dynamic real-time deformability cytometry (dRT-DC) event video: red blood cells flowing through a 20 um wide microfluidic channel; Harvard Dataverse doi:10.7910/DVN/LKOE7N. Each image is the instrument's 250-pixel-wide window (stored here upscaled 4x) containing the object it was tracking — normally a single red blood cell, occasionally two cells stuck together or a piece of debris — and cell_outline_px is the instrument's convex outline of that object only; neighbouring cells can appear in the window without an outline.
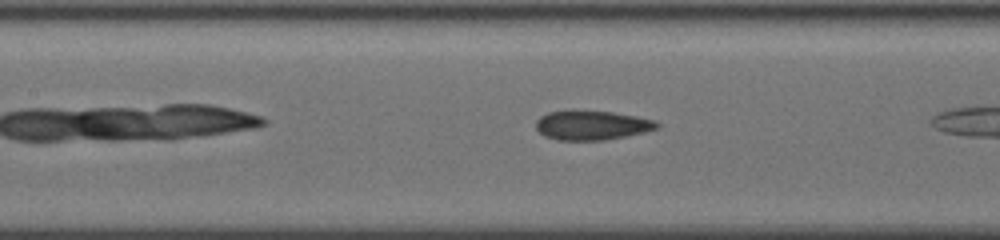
{"species": "common noctule bat (a hibernating species)", "species_latin": "Nyctalus noctula", "temperature_condition": "cold", "stored_images_in_passage": 9, "camera_frame_rate_fps": 3000, "um_per_image_px": 0.085, "animal": {"sex": "female", "body_mass_g": 19.5, "forearm_length_mm": 54.1}, "frame": {"image": 1, "passage_image": 8, "time_ms": 2.333, "image_size_px": [1000, 240], "cell_outline_px": [[660, 124], [656, 128], [644, 132], [604, 140], [556, 140], [544, 136], [536, 128], [536, 120], [540, 116], [548, 112], [612, 112], [636, 116], [652, 120]], "centroid_in_image_um": [50.27, 10.67], "position_along_channel_um": 157.1, "area_um2": 20.11}}